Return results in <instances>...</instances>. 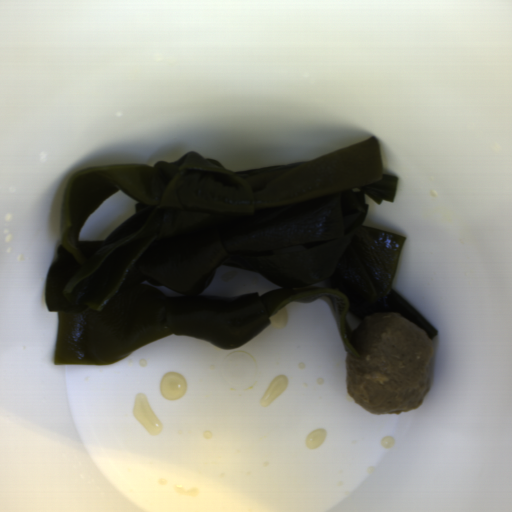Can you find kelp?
I'll return each mask as SVG.
<instances>
[{
	"mask_svg": "<svg viewBox=\"0 0 512 512\" xmlns=\"http://www.w3.org/2000/svg\"><path fill=\"white\" fill-rule=\"evenodd\" d=\"M377 138L313 160L233 171L189 151L174 162L83 167L68 178L58 261L44 300L57 312L54 365L107 366L168 336L224 350L245 344L289 302L324 300L347 354V314L397 312L434 340L432 326L392 286L407 237L363 225L369 203H394ZM136 214L106 241H78L115 191ZM256 271L282 289L259 297L200 295L219 265ZM186 296H165L150 285Z\"/></svg>",
	"mask_w": 512,
	"mask_h": 512,
	"instance_id": "1",
	"label": "kelp"
}]
</instances>
